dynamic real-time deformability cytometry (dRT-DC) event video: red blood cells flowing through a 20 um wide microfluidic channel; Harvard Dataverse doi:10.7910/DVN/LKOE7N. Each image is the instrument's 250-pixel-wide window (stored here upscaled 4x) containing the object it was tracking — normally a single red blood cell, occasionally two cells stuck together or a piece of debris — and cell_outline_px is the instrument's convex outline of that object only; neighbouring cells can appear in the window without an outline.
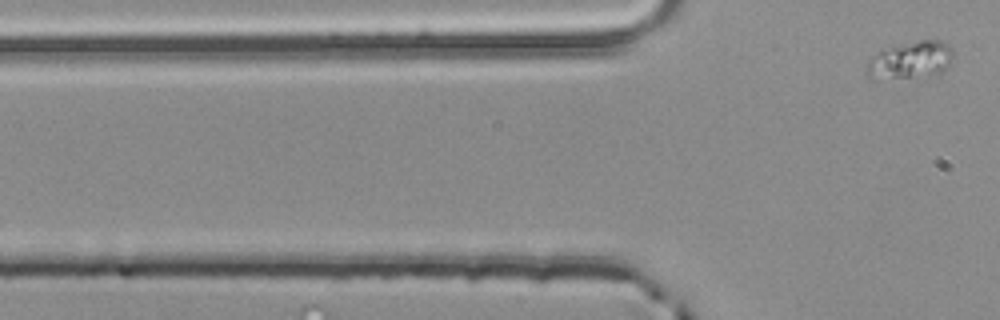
{"species": "common noctule bat (a hibernating species)", "species_latin": "Nyctalus noctula", "temperature_condition": "room temperature", "stored_images_in_passage": 4, "camera_frame_rate_fps": 3000, "um_per_image_px": 0.085, "animal": {"sex": "male", "body_mass_g": 20.4}, "frame": {"image": 1, "passage_image": 4, "time_ms": 1.0, "image_size_px": [1000, 320], "cell_outline_px": [[952, 56], [948, 68], [940, 76], [924, 80], [868, 80], [864, 64], [872, 56], [880, 52], [892, 48], [920, 40], [944, 40], [952, 48]], "centroid_in_image_um": [77.4, 5.24], "position_along_channel_um": 48.4, "area_um2": 20.11}}